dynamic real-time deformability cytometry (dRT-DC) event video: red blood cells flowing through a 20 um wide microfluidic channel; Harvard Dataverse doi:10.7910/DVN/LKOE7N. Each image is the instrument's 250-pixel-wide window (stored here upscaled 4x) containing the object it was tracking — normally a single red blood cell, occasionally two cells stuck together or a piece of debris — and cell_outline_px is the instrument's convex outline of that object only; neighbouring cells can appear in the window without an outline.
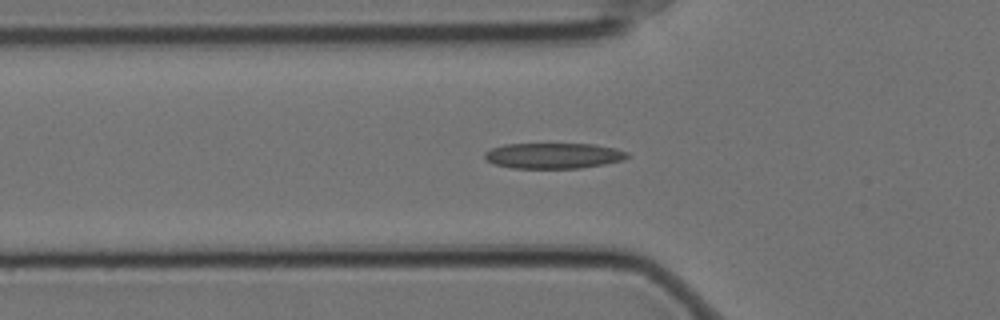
{"species": "Egyptian fruit bat (a non-hibernating species)", "species_latin": "Rousettus aegyptiacus", "temperature_condition": "cold", "stored_images_in_passage": 57, "segment_of_instrument_passage": [1, 2], "camera_frame_rate_fps": 3000, "um_per_image_px": 0.085, "animal": {"sex": "female"}, "frame": {"image": 1, "passage_image": 18, "time_ms": 5.667, "image_size_px": [1000, 320], "cell_outline_px": [[628, 156], [624, 160], [604, 164], [580, 168], [512, 168], [496, 164], [488, 160], [484, 156], [484, 152], [492, 148], [504, 144], [596, 144], [616, 148], [628, 152]], "centroid_in_image_um": [47.08, 13.23], "position_along_channel_um": 78.7, "area_um2": 21.27}}
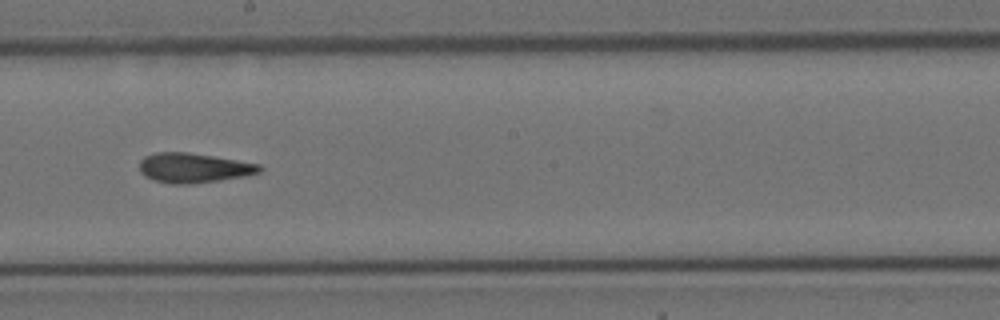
{"frame": {"image": 2, "passage_image": 31, "time_ms": 10.0, "image_size_px": [1000, 320], "cell_outline_px": [[264, 168], [260, 172], [244, 176], [220, 180], [192, 184], [172, 184], [156, 180], [144, 176], [140, 172], [140, 160], [144, 156], [156, 152], [188, 152], [260, 164]], "centroid_in_image_um": [16.45, 14.27], "position_along_channel_um": 231.7, "area_um2": 20.75}}
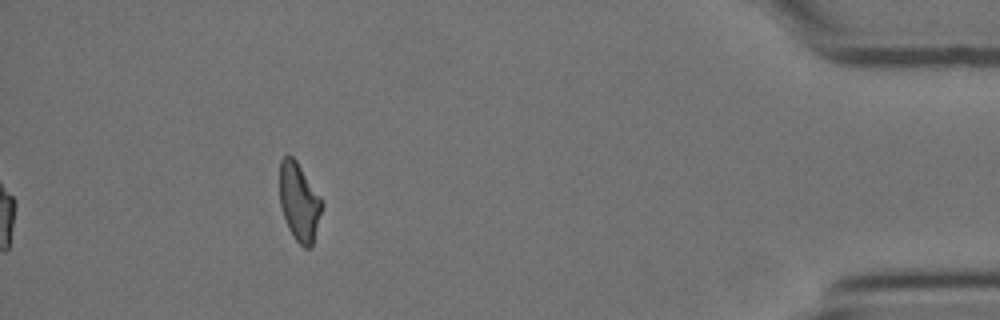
{"frame": {"image": 3, "passage_image": 51, "time_ms": 16.667, "image_size_px": [1000, 320], "cell_outline_px": [[324, 204], [312, 248], [304, 248], [296, 240], [288, 228], [280, 204], [280, 160], [288, 152], [296, 160], [320, 196]], "centroid_in_image_um": [25.44, 17.17], "position_along_channel_um": 409.8, "area_um2": 19.36}}